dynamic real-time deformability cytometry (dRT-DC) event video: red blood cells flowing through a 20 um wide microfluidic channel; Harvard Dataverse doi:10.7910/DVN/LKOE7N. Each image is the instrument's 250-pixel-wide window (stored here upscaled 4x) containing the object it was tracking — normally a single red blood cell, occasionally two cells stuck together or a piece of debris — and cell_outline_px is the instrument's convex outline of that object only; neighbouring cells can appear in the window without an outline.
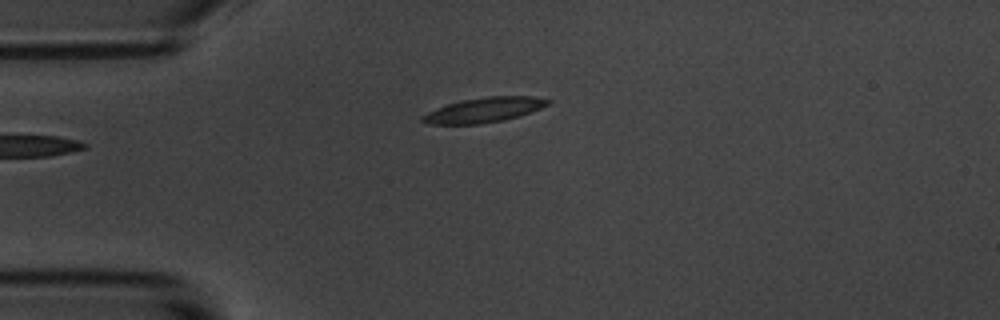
{"species": "common noctule bat (a hibernating species)", "species_latin": "Nyctalus noctula", "temperature_condition": "room temperature", "stored_images_in_passage": 4, "camera_frame_rate_fps": 3000, "um_per_image_px": 0.085, "animal": {"sex": "male", "body_mass_g": 20.1, "forearm_length_mm": 53.5}, "frame": {"image": 1, "passage_image": 4, "time_ms": 4.333, "image_size_px": [1000, 320], "cell_outline_px": [[552, 100], [548, 104], [532, 112], [504, 120], [480, 124], [428, 124], [420, 120], [420, 116], [436, 108], [448, 104], [464, 100], [484, 96], [532, 96]], "centroid_in_image_um": [41.13, 9.35], "position_along_channel_um": 43.9, "area_um2": 18.15}}